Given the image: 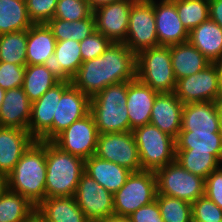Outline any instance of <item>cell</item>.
<instances>
[{
    "instance_id": "41",
    "label": "cell",
    "mask_w": 222,
    "mask_h": 222,
    "mask_svg": "<svg viewBox=\"0 0 222 222\" xmlns=\"http://www.w3.org/2000/svg\"><path fill=\"white\" fill-rule=\"evenodd\" d=\"M112 42L100 32H93L90 36L80 41L82 61L92 60L101 56Z\"/></svg>"
},
{
    "instance_id": "23",
    "label": "cell",
    "mask_w": 222,
    "mask_h": 222,
    "mask_svg": "<svg viewBox=\"0 0 222 222\" xmlns=\"http://www.w3.org/2000/svg\"><path fill=\"white\" fill-rule=\"evenodd\" d=\"M31 107L22 87L7 90L0 108V126L28 130Z\"/></svg>"
},
{
    "instance_id": "10",
    "label": "cell",
    "mask_w": 222,
    "mask_h": 222,
    "mask_svg": "<svg viewBox=\"0 0 222 222\" xmlns=\"http://www.w3.org/2000/svg\"><path fill=\"white\" fill-rule=\"evenodd\" d=\"M99 132L91 113L74 121L59 133L51 142L62 151L78 156L83 160L95 155Z\"/></svg>"
},
{
    "instance_id": "24",
    "label": "cell",
    "mask_w": 222,
    "mask_h": 222,
    "mask_svg": "<svg viewBox=\"0 0 222 222\" xmlns=\"http://www.w3.org/2000/svg\"><path fill=\"white\" fill-rule=\"evenodd\" d=\"M84 172L113 195L125 184L131 174L129 169L100 159L96 155L85 160Z\"/></svg>"
},
{
    "instance_id": "39",
    "label": "cell",
    "mask_w": 222,
    "mask_h": 222,
    "mask_svg": "<svg viewBox=\"0 0 222 222\" xmlns=\"http://www.w3.org/2000/svg\"><path fill=\"white\" fill-rule=\"evenodd\" d=\"M192 222H222V209L205 195L192 203Z\"/></svg>"
},
{
    "instance_id": "7",
    "label": "cell",
    "mask_w": 222,
    "mask_h": 222,
    "mask_svg": "<svg viewBox=\"0 0 222 222\" xmlns=\"http://www.w3.org/2000/svg\"><path fill=\"white\" fill-rule=\"evenodd\" d=\"M156 194L154 171L131 172L125 184L113 195L114 215L128 217L140 207L152 203Z\"/></svg>"
},
{
    "instance_id": "12",
    "label": "cell",
    "mask_w": 222,
    "mask_h": 222,
    "mask_svg": "<svg viewBox=\"0 0 222 222\" xmlns=\"http://www.w3.org/2000/svg\"><path fill=\"white\" fill-rule=\"evenodd\" d=\"M95 155L129 169L131 172L142 170L132 131L99 134Z\"/></svg>"
},
{
    "instance_id": "42",
    "label": "cell",
    "mask_w": 222,
    "mask_h": 222,
    "mask_svg": "<svg viewBox=\"0 0 222 222\" xmlns=\"http://www.w3.org/2000/svg\"><path fill=\"white\" fill-rule=\"evenodd\" d=\"M26 66L0 61V87L5 91L22 87Z\"/></svg>"
},
{
    "instance_id": "37",
    "label": "cell",
    "mask_w": 222,
    "mask_h": 222,
    "mask_svg": "<svg viewBox=\"0 0 222 222\" xmlns=\"http://www.w3.org/2000/svg\"><path fill=\"white\" fill-rule=\"evenodd\" d=\"M155 200L164 222H192V203L158 193Z\"/></svg>"
},
{
    "instance_id": "49",
    "label": "cell",
    "mask_w": 222,
    "mask_h": 222,
    "mask_svg": "<svg viewBox=\"0 0 222 222\" xmlns=\"http://www.w3.org/2000/svg\"><path fill=\"white\" fill-rule=\"evenodd\" d=\"M215 65L218 74H219V80H220V86L222 89V54L213 62Z\"/></svg>"
},
{
    "instance_id": "19",
    "label": "cell",
    "mask_w": 222,
    "mask_h": 222,
    "mask_svg": "<svg viewBox=\"0 0 222 222\" xmlns=\"http://www.w3.org/2000/svg\"><path fill=\"white\" fill-rule=\"evenodd\" d=\"M80 42L56 41L54 54L43 64L60 81L71 82L82 64Z\"/></svg>"
},
{
    "instance_id": "4",
    "label": "cell",
    "mask_w": 222,
    "mask_h": 222,
    "mask_svg": "<svg viewBox=\"0 0 222 222\" xmlns=\"http://www.w3.org/2000/svg\"><path fill=\"white\" fill-rule=\"evenodd\" d=\"M129 82L109 85L91 98L90 113L99 134L130 131L126 108Z\"/></svg>"
},
{
    "instance_id": "53",
    "label": "cell",
    "mask_w": 222,
    "mask_h": 222,
    "mask_svg": "<svg viewBox=\"0 0 222 222\" xmlns=\"http://www.w3.org/2000/svg\"><path fill=\"white\" fill-rule=\"evenodd\" d=\"M219 133L222 139V121H220Z\"/></svg>"
},
{
    "instance_id": "27",
    "label": "cell",
    "mask_w": 222,
    "mask_h": 222,
    "mask_svg": "<svg viewBox=\"0 0 222 222\" xmlns=\"http://www.w3.org/2000/svg\"><path fill=\"white\" fill-rule=\"evenodd\" d=\"M56 38L47 24H33L27 30V65L44 64L54 54Z\"/></svg>"
},
{
    "instance_id": "13",
    "label": "cell",
    "mask_w": 222,
    "mask_h": 222,
    "mask_svg": "<svg viewBox=\"0 0 222 222\" xmlns=\"http://www.w3.org/2000/svg\"><path fill=\"white\" fill-rule=\"evenodd\" d=\"M71 85V82L60 81L32 103L28 131L36 140H53V119L56 117L57 105L61 95Z\"/></svg>"
},
{
    "instance_id": "25",
    "label": "cell",
    "mask_w": 222,
    "mask_h": 222,
    "mask_svg": "<svg viewBox=\"0 0 222 222\" xmlns=\"http://www.w3.org/2000/svg\"><path fill=\"white\" fill-rule=\"evenodd\" d=\"M36 212L45 222H90L74 196L45 198Z\"/></svg>"
},
{
    "instance_id": "9",
    "label": "cell",
    "mask_w": 222,
    "mask_h": 222,
    "mask_svg": "<svg viewBox=\"0 0 222 222\" xmlns=\"http://www.w3.org/2000/svg\"><path fill=\"white\" fill-rule=\"evenodd\" d=\"M124 44L135 54L159 45L152 0H136L132 4Z\"/></svg>"
},
{
    "instance_id": "45",
    "label": "cell",
    "mask_w": 222,
    "mask_h": 222,
    "mask_svg": "<svg viewBox=\"0 0 222 222\" xmlns=\"http://www.w3.org/2000/svg\"><path fill=\"white\" fill-rule=\"evenodd\" d=\"M209 18L222 28V0H209Z\"/></svg>"
},
{
    "instance_id": "20",
    "label": "cell",
    "mask_w": 222,
    "mask_h": 222,
    "mask_svg": "<svg viewBox=\"0 0 222 222\" xmlns=\"http://www.w3.org/2000/svg\"><path fill=\"white\" fill-rule=\"evenodd\" d=\"M158 92L135 78L128 84L126 108L130 131L150 123L152 107Z\"/></svg>"
},
{
    "instance_id": "46",
    "label": "cell",
    "mask_w": 222,
    "mask_h": 222,
    "mask_svg": "<svg viewBox=\"0 0 222 222\" xmlns=\"http://www.w3.org/2000/svg\"><path fill=\"white\" fill-rule=\"evenodd\" d=\"M118 0H88L90 8L93 10Z\"/></svg>"
},
{
    "instance_id": "18",
    "label": "cell",
    "mask_w": 222,
    "mask_h": 222,
    "mask_svg": "<svg viewBox=\"0 0 222 222\" xmlns=\"http://www.w3.org/2000/svg\"><path fill=\"white\" fill-rule=\"evenodd\" d=\"M183 106L175 92L158 93L152 107L150 123L176 140L181 131Z\"/></svg>"
},
{
    "instance_id": "38",
    "label": "cell",
    "mask_w": 222,
    "mask_h": 222,
    "mask_svg": "<svg viewBox=\"0 0 222 222\" xmlns=\"http://www.w3.org/2000/svg\"><path fill=\"white\" fill-rule=\"evenodd\" d=\"M92 13L88 1L58 0L54 18L74 22L88 18Z\"/></svg>"
},
{
    "instance_id": "48",
    "label": "cell",
    "mask_w": 222,
    "mask_h": 222,
    "mask_svg": "<svg viewBox=\"0 0 222 222\" xmlns=\"http://www.w3.org/2000/svg\"><path fill=\"white\" fill-rule=\"evenodd\" d=\"M8 189L7 175L0 172V196Z\"/></svg>"
},
{
    "instance_id": "26",
    "label": "cell",
    "mask_w": 222,
    "mask_h": 222,
    "mask_svg": "<svg viewBox=\"0 0 222 222\" xmlns=\"http://www.w3.org/2000/svg\"><path fill=\"white\" fill-rule=\"evenodd\" d=\"M170 54L177 81L203 70L212 63L189 41L170 46Z\"/></svg>"
},
{
    "instance_id": "52",
    "label": "cell",
    "mask_w": 222,
    "mask_h": 222,
    "mask_svg": "<svg viewBox=\"0 0 222 222\" xmlns=\"http://www.w3.org/2000/svg\"><path fill=\"white\" fill-rule=\"evenodd\" d=\"M5 90L3 88L0 87V108L2 106V103H3V99L5 97Z\"/></svg>"
},
{
    "instance_id": "33",
    "label": "cell",
    "mask_w": 222,
    "mask_h": 222,
    "mask_svg": "<svg viewBox=\"0 0 222 222\" xmlns=\"http://www.w3.org/2000/svg\"><path fill=\"white\" fill-rule=\"evenodd\" d=\"M36 212L27 198L7 189L0 196V222H24Z\"/></svg>"
},
{
    "instance_id": "16",
    "label": "cell",
    "mask_w": 222,
    "mask_h": 222,
    "mask_svg": "<svg viewBox=\"0 0 222 222\" xmlns=\"http://www.w3.org/2000/svg\"><path fill=\"white\" fill-rule=\"evenodd\" d=\"M159 45L172 46L189 40V32L180 21L175 0H152Z\"/></svg>"
},
{
    "instance_id": "15",
    "label": "cell",
    "mask_w": 222,
    "mask_h": 222,
    "mask_svg": "<svg viewBox=\"0 0 222 222\" xmlns=\"http://www.w3.org/2000/svg\"><path fill=\"white\" fill-rule=\"evenodd\" d=\"M136 0H118L93 10L96 31L112 43H124L129 25L130 9Z\"/></svg>"
},
{
    "instance_id": "35",
    "label": "cell",
    "mask_w": 222,
    "mask_h": 222,
    "mask_svg": "<svg viewBox=\"0 0 222 222\" xmlns=\"http://www.w3.org/2000/svg\"><path fill=\"white\" fill-rule=\"evenodd\" d=\"M27 30L0 34V61L26 66Z\"/></svg>"
},
{
    "instance_id": "3",
    "label": "cell",
    "mask_w": 222,
    "mask_h": 222,
    "mask_svg": "<svg viewBox=\"0 0 222 222\" xmlns=\"http://www.w3.org/2000/svg\"><path fill=\"white\" fill-rule=\"evenodd\" d=\"M84 168L85 160L46 141L45 198L74 196Z\"/></svg>"
},
{
    "instance_id": "31",
    "label": "cell",
    "mask_w": 222,
    "mask_h": 222,
    "mask_svg": "<svg viewBox=\"0 0 222 222\" xmlns=\"http://www.w3.org/2000/svg\"><path fill=\"white\" fill-rule=\"evenodd\" d=\"M59 82L60 80L43 64L26 65L22 88L33 103Z\"/></svg>"
},
{
    "instance_id": "50",
    "label": "cell",
    "mask_w": 222,
    "mask_h": 222,
    "mask_svg": "<svg viewBox=\"0 0 222 222\" xmlns=\"http://www.w3.org/2000/svg\"><path fill=\"white\" fill-rule=\"evenodd\" d=\"M24 222H45L41 216L35 212L29 219L25 220Z\"/></svg>"
},
{
    "instance_id": "30",
    "label": "cell",
    "mask_w": 222,
    "mask_h": 222,
    "mask_svg": "<svg viewBox=\"0 0 222 222\" xmlns=\"http://www.w3.org/2000/svg\"><path fill=\"white\" fill-rule=\"evenodd\" d=\"M176 149L212 153L222 163V139L220 133L180 131L175 140Z\"/></svg>"
},
{
    "instance_id": "5",
    "label": "cell",
    "mask_w": 222,
    "mask_h": 222,
    "mask_svg": "<svg viewBox=\"0 0 222 222\" xmlns=\"http://www.w3.org/2000/svg\"><path fill=\"white\" fill-rule=\"evenodd\" d=\"M136 78L158 93L175 92L170 46L158 45L136 54Z\"/></svg>"
},
{
    "instance_id": "21",
    "label": "cell",
    "mask_w": 222,
    "mask_h": 222,
    "mask_svg": "<svg viewBox=\"0 0 222 222\" xmlns=\"http://www.w3.org/2000/svg\"><path fill=\"white\" fill-rule=\"evenodd\" d=\"M35 140L28 130L0 126V172L8 175Z\"/></svg>"
},
{
    "instance_id": "6",
    "label": "cell",
    "mask_w": 222,
    "mask_h": 222,
    "mask_svg": "<svg viewBox=\"0 0 222 222\" xmlns=\"http://www.w3.org/2000/svg\"><path fill=\"white\" fill-rule=\"evenodd\" d=\"M140 161L141 169L156 172L158 169L175 161V139L149 123L132 130Z\"/></svg>"
},
{
    "instance_id": "1",
    "label": "cell",
    "mask_w": 222,
    "mask_h": 222,
    "mask_svg": "<svg viewBox=\"0 0 222 222\" xmlns=\"http://www.w3.org/2000/svg\"><path fill=\"white\" fill-rule=\"evenodd\" d=\"M136 78V54L124 43H111L101 56L82 62L72 85L92 98L109 85Z\"/></svg>"
},
{
    "instance_id": "34",
    "label": "cell",
    "mask_w": 222,
    "mask_h": 222,
    "mask_svg": "<svg viewBox=\"0 0 222 222\" xmlns=\"http://www.w3.org/2000/svg\"><path fill=\"white\" fill-rule=\"evenodd\" d=\"M47 25L52 30L56 41L72 39L80 42L96 31L93 13L86 19L74 22L53 18Z\"/></svg>"
},
{
    "instance_id": "22",
    "label": "cell",
    "mask_w": 222,
    "mask_h": 222,
    "mask_svg": "<svg viewBox=\"0 0 222 222\" xmlns=\"http://www.w3.org/2000/svg\"><path fill=\"white\" fill-rule=\"evenodd\" d=\"M220 114L217 102L184 104L181 131L219 133Z\"/></svg>"
},
{
    "instance_id": "43",
    "label": "cell",
    "mask_w": 222,
    "mask_h": 222,
    "mask_svg": "<svg viewBox=\"0 0 222 222\" xmlns=\"http://www.w3.org/2000/svg\"><path fill=\"white\" fill-rule=\"evenodd\" d=\"M205 196L222 209V167L211 172L205 179Z\"/></svg>"
},
{
    "instance_id": "40",
    "label": "cell",
    "mask_w": 222,
    "mask_h": 222,
    "mask_svg": "<svg viewBox=\"0 0 222 222\" xmlns=\"http://www.w3.org/2000/svg\"><path fill=\"white\" fill-rule=\"evenodd\" d=\"M58 0H26L28 15L33 24H47L54 18Z\"/></svg>"
},
{
    "instance_id": "8",
    "label": "cell",
    "mask_w": 222,
    "mask_h": 222,
    "mask_svg": "<svg viewBox=\"0 0 222 222\" xmlns=\"http://www.w3.org/2000/svg\"><path fill=\"white\" fill-rule=\"evenodd\" d=\"M157 193L193 203L205 195V179L185 170L176 160L158 169Z\"/></svg>"
},
{
    "instance_id": "29",
    "label": "cell",
    "mask_w": 222,
    "mask_h": 222,
    "mask_svg": "<svg viewBox=\"0 0 222 222\" xmlns=\"http://www.w3.org/2000/svg\"><path fill=\"white\" fill-rule=\"evenodd\" d=\"M32 25L26 0H0V34L28 30Z\"/></svg>"
},
{
    "instance_id": "11",
    "label": "cell",
    "mask_w": 222,
    "mask_h": 222,
    "mask_svg": "<svg viewBox=\"0 0 222 222\" xmlns=\"http://www.w3.org/2000/svg\"><path fill=\"white\" fill-rule=\"evenodd\" d=\"M175 94L183 104L217 102L222 97L219 74L213 63L203 70L179 79Z\"/></svg>"
},
{
    "instance_id": "2",
    "label": "cell",
    "mask_w": 222,
    "mask_h": 222,
    "mask_svg": "<svg viewBox=\"0 0 222 222\" xmlns=\"http://www.w3.org/2000/svg\"><path fill=\"white\" fill-rule=\"evenodd\" d=\"M46 141L35 140L7 175L8 189L36 207L45 199Z\"/></svg>"
},
{
    "instance_id": "47",
    "label": "cell",
    "mask_w": 222,
    "mask_h": 222,
    "mask_svg": "<svg viewBox=\"0 0 222 222\" xmlns=\"http://www.w3.org/2000/svg\"><path fill=\"white\" fill-rule=\"evenodd\" d=\"M98 222H131V220L129 217H126V216L113 215L111 217H108L104 220H100Z\"/></svg>"
},
{
    "instance_id": "32",
    "label": "cell",
    "mask_w": 222,
    "mask_h": 222,
    "mask_svg": "<svg viewBox=\"0 0 222 222\" xmlns=\"http://www.w3.org/2000/svg\"><path fill=\"white\" fill-rule=\"evenodd\" d=\"M175 160L185 170L203 179L222 166L212 153L193 151V149H176Z\"/></svg>"
},
{
    "instance_id": "17",
    "label": "cell",
    "mask_w": 222,
    "mask_h": 222,
    "mask_svg": "<svg viewBox=\"0 0 222 222\" xmlns=\"http://www.w3.org/2000/svg\"><path fill=\"white\" fill-rule=\"evenodd\" d=\"M91 98L71 85L62 95L53 119V139L77 121L90 113Z\"/></svg>"
},
{
    "instance_id": "36",
    "label": "cell",
    "mask_w": 222,
    "mask_h": 222,
    "mask_svg": "<svg viewBox=\"0 0 222 222\" xmlns=\"http://www.w3.org/2000/svg\"><path fill=\"white\" fill-rule=\"evenodd\" d=\"M175 5L188 32L209 18V0H175Z\"/></svg>"
},
{
    "instance_id": "51",
    "label": "cell",
    "mask_w": 222,
    "mask_h": 222,
    "mask_svg": "<svg viewBox=\"0 0 222 222\" xmlns=\"http://www.w3.org/2000/svg\"><path fill=\"white\" fill-rule=\"evenodd\" d=\"M217 107L220 114V121H222V97L217 101Z\"/></svg>"
},
{
    "instance_id": "14",
    "label": "cell",
    "mask_w": 222,
    "mask_h": 222,
    "mask_svg": "<svg viewBox=\"0 0 222 222\" xmlns=\"http://www.w3.org/2000/svg\"><path fill=\"white\" fill-rule=\"evenodd\" d=\"M74 197L90 222H98L114 215L113 194L85 172L79 180Z\"/></svg>"
},
{
    "instance_id": "44",
    "label": "cell",
    "mask_w": 222,
    "mask_h": 222,
    "mask_svg": "<svg viewBox=\"0 0 222 222\" xmlns=\"http://www.w3.org/2000/svg\"><path fill=\"white\" fill-rule=\"evenodd\" d=\"M128 217L131 222H164L156 200L148 205L140 207Z\"/></svg>"
},
{
    "instance_id": "28",
    "label": "cell",
    "mask_w": 222,
    "mask_h": 222,
    "mask_svg": "<svg viewBox=\"0 0 222 222\" xmlns=\"http://www.w3.org/2000/svg\"><path fill=\"white\" fill-rule=\"evenodd\" d=\"M210 62L222 54V28L208 18L189 32V40Z\"/></svg>"
}]
</instances>
